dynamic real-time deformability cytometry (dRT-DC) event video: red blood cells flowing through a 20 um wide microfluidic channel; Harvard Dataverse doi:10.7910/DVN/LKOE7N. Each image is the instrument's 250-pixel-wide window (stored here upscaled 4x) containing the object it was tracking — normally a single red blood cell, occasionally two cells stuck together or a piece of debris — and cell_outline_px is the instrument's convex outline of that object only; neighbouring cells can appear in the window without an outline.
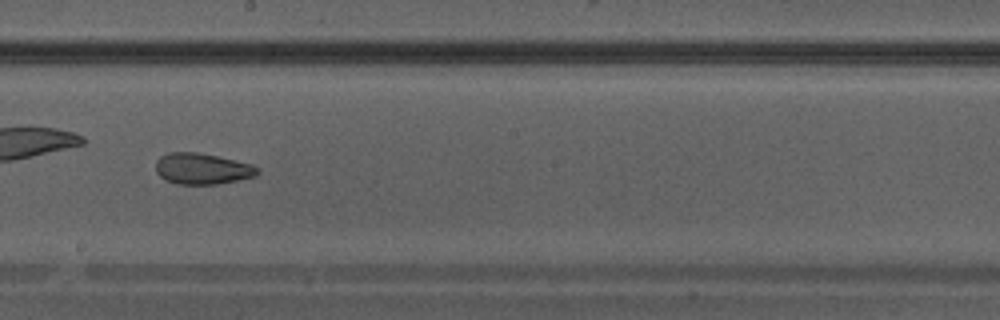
{"species": "Egyptian fruit bat (a non-hibernating species)", "species_latin": "Rousettus aegyptiacus", "temperature_condition": "warm", "stored_images_in_passage": 38, "camera_frame_rate_fps": 3000, "um_per_image_px": 0.085, "animal": {"sex": "male"}, "frame": {"image": 1, "passage_image": 22, "time_ms": 7.0, "image_size_px": [1000, 320], "cell_outline_px": [[260, 172], [256, 176], [216, 184], [176, 184], [164, 180], [156, 172], [156, 160], [160, 156], [168, 152], [196, 152], [216, 156], [252, 164], [260, 168]], "centroid_in_image_um": [17.17, 14.34], "position_along_channel_um": 231.0, "area_um2": 18.5}}